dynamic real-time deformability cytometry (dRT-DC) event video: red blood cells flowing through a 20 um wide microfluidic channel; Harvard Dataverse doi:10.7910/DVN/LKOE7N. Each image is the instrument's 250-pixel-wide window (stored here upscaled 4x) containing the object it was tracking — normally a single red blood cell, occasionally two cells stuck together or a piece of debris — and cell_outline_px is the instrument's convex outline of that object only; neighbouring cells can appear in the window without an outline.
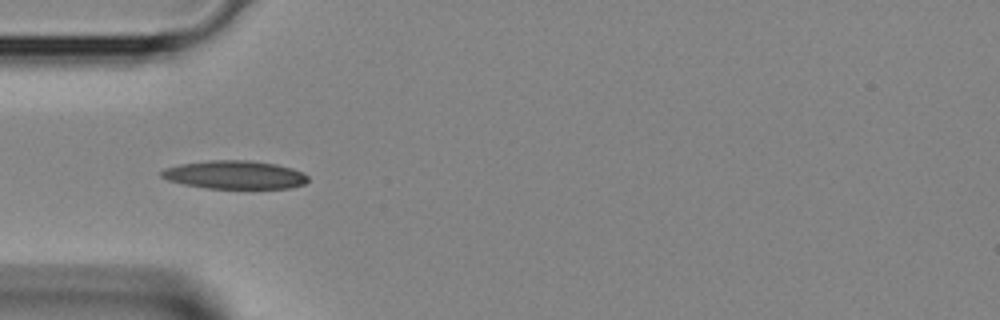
{"species": "Egyptian fruit bat (a non-hibernating species)", "species_latin": "Rousettus aegyptiacus", "temperature_condition": "room temperature", "stored_images_in_passage": 2, "camera_frame_rate_fps": 3000, "um_per_image_px": 0.085, "animal": {"sex": "female"}, "frame": {"image": 1, "passage_image": 1, "time_ms": 0.0, "image_size_px": [1000, 320], "cell_outline_px": [[308, 180], [304, 184], [288, 188], [208, 188], [184, 184], [168, 180], [160, 176], [160, 172], [164, 168], [180, 164], [208, 160], [248, 160], [276, 164], [292, 168], [304, 172], [308, 176]], "centroid_in_image_um": [19.95, 14.85], "position_along_channel_um": 65.0, "area_um2": 24.16}}
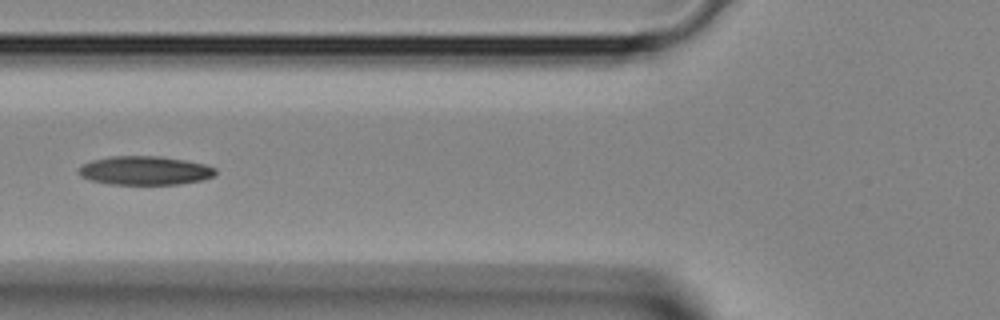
{"frame": {"image": 2, "passage_image": 2, "time_ms": 0.333, "image_size_px": [1000, 320], "cell_outline_px": [[216, 172], [212, 176], [200, 180], [180, 184], [108, 184], [92, 180], [80, 176], [76, 172], [76, 168], [92, 160], [112, 156], [160, 156], [188, 160], [204, 164], [216, 168]], "centroid_in_image_um": [12.28, 14.49], "position_along_channel_um": 113.5, "area_um2": 23.0}}